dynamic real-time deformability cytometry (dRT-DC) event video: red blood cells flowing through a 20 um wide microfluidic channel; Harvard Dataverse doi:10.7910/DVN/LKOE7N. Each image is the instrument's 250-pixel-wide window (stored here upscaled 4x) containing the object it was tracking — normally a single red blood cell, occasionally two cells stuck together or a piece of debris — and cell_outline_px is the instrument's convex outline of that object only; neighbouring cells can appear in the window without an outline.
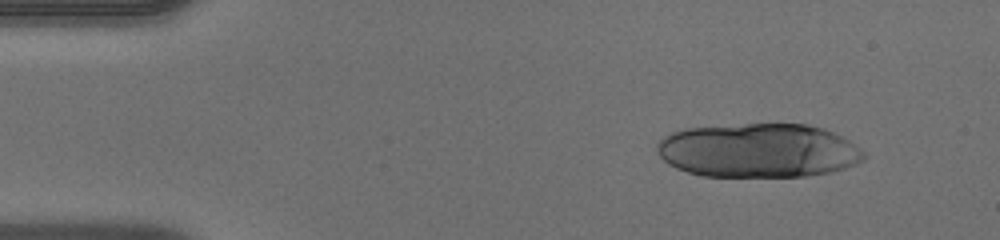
{"species": "human", "species_latin": "Homo sapiens", "temperature_condition": "warm", "stored_images_in_passage": 16, "camera_frame_rate_fps": 3000, "um_per_image_px": 0.085, "donor": {"sex": "male"}, "frame": {"image": 1, "passage_image": 5, "time_ms": 1.333, "image_size_px": [1000, 240], "cell_outline_px": [[868, 156], [864, 160], [856, 164], [832, 172], [808, 176], [700, 176], [676, 168], [668, 164], [656, 152], [656, 144], [664, 136], [672, 132], [688, 128], [744, 124], [808, 124], [824, 128], [848, 140], [860, 148]], "centroid_in_image_um": [64.47, 12.8], "position_along_channel_um": 20.5, "area_um2": 65.43}}